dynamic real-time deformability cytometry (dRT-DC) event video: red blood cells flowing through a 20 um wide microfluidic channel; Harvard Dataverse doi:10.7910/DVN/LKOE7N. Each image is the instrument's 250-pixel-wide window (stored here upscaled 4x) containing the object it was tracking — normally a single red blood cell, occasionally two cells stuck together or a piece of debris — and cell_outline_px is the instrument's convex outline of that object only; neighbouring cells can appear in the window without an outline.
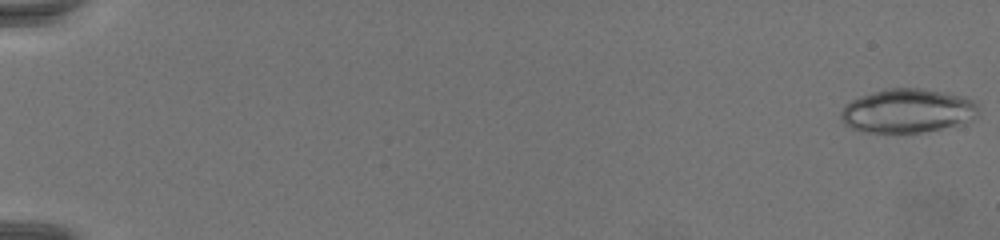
{"species": "common noctule bat (a hibernating species)", "species_latin": "Nyctalus noctula", "temperature_condition": "warm", "stored_images_in_passage": 70, "camera_frame_rate_fps": 3000, "um_per_image_px": 0.085, "animal": {"sex": "female", "body_mass_g": 19.5, "forearm_length_mm": 54.1}, "frame": {"image": 1, "passage_image": 1, "time_ms": 0.0, "image_size_px": [1000, 240], "cell_outline_px": [[980, 116], [972, 120], [940, 128], [920, 132], [868, 132], [852, 128], [844, 124], [840, 116], [840, 112], [852, 100], [860, 96], [884, 88], [920, 88], [956, 96], [968, 100], [976, 104]], "centroid_in_image_um": [77.09, 9.42], "position_along_channel_um": 7.9, "area_um2": 34.45}}